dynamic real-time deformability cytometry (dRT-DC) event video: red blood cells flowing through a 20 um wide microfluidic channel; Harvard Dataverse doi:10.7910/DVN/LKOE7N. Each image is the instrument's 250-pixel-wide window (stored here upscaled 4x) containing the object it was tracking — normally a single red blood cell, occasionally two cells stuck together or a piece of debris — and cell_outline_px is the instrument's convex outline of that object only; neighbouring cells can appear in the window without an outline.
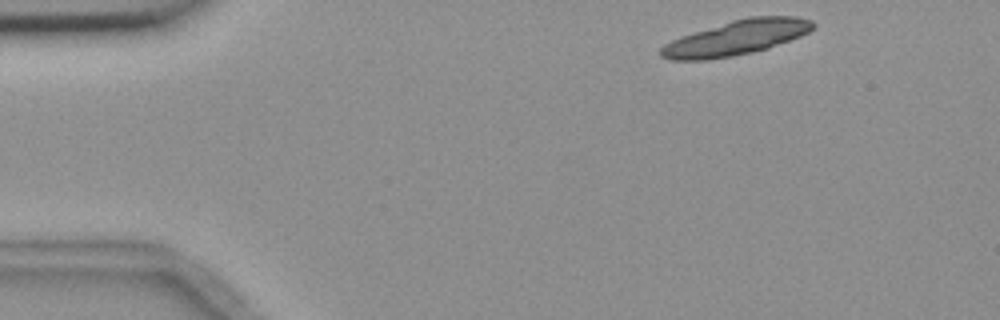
{"species": "common noctule bat (a hibernating species)", "species_latin": "Nyctalus noctula", "temperature_condition": "room temperature", "stored_images_in_passage": 6, "segment_of_instrument_passage": [1, 2], "camera_frame_rate_fps": 3000, "um_per_image_px": 0.085, "animal": {"sex": "female", "body_mass_g": 18.4}, "frame": {"image": 1, "passage_image": 1, "time_ms": 0.0, "image_size_px": [1000, 320], "cell_outline_px": [[816, 24], [808, 32], [800, 36], [768, 48], [752, 52], [732, 56], [708, 60], [668, 60], [660, 56], [660, 48], [664, 44], [680, 36], [732, 20], [748, 16], [796, 16], [812, 20]], "centroid_in_image_um": [62.56, 3.21], "position_along_channel_um": 22.4, "area_um2": 30.81}}